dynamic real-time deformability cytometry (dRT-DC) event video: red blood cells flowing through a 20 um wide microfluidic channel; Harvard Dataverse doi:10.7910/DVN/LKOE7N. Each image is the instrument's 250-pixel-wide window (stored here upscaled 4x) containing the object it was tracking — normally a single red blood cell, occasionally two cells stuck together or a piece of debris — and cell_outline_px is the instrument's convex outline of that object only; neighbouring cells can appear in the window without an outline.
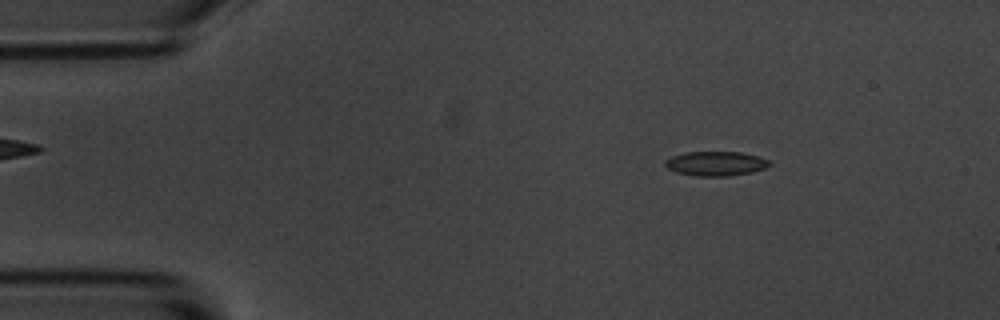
{"species": "common noctule bat (a hibernating species)", "species_latin": "Nyctalus noctula", "temperature_condition": "room temperature", "stored_images_in_passage": 55, "camera_frame_rate_fps": 3000, "um_per_image_px": 0.085, "animal": {"sex": "male", "body_mass_g": 20.1, "forearm_length_mm": 53.5}, "frame": {"image": 1, "passage_image": 8, "time_ms": 2.333, "image_size_px": [1000, 320], "cell_outline_px": [[772, 164], [764, 168], [752, 172], [728, 176], [696, 176], [676, 172], [668, 168], [664, 164], [664, 160], [672, 156], [684, 152], [740, 152], [772, 160]], "centroid_in_image_um": [60.84, 13.9], "position_along_channel_um": 24.2, "area_um2": 14.91}}
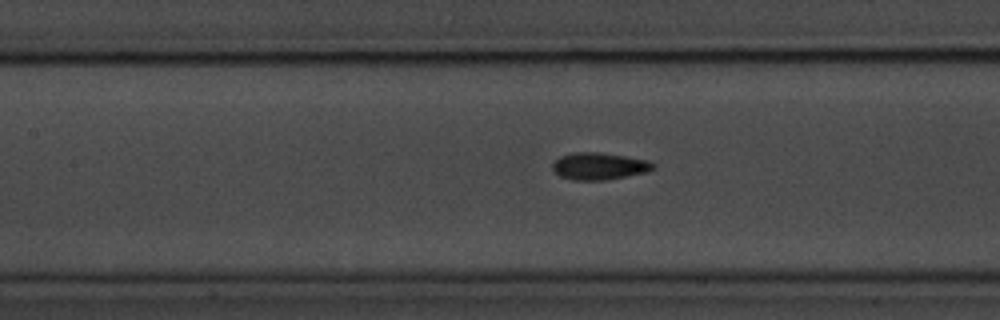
{"frame": {"image": 2, "passage_image": 24, "time_ms": 7.667, "image_size_px": [1000, 320], "cell_outline_px": [[656, 168], [648, 172], [604, 180], [572, 180], [560, 176], [552, 168], [552, 164], [560, 156], [572, 152], [600, 152], [648, 160], [656, 164]], "centroid_in_image_um": [50.95, 14.12], "position_along_channel_um": 156.4, "area_um2": 15.95}}
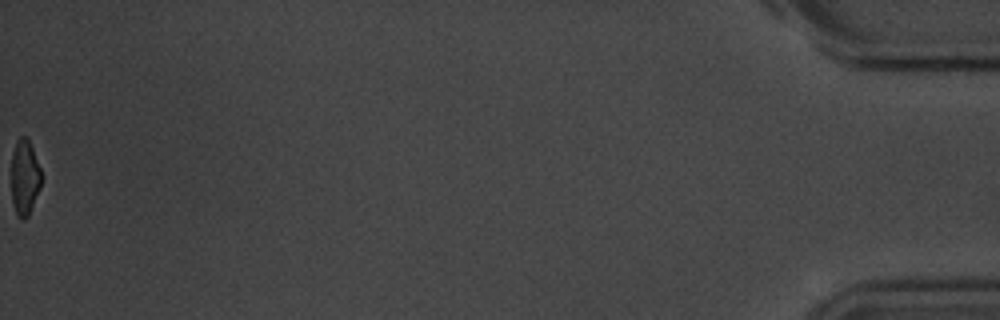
{"frame": {"image": 3, "passage_image": 55, "time_ms": 18.0, "image_size_px": [1000, 320], "cell_outline_px": [[40, 188], [28, 216], [24, 220], [20, 220], [16, 216], [12, 204], [12, 152], [16, 140], [20, 136], [28, 136], [40, 168]], "centroid_in_image_um": [2.08, 15.08], "position_along_channel_um": 433.1, "area_um2": 13.29}, "authors_computed_cell_mechanics": {"area_um2": 15.0858, "velocity_mm_per_s": 3.6781, "shape_relaxation_time_tau1_ms": 2.6679, "shape_relaxation_time_tau2_ms": 1.4616, "deformation_change_tau1": 0.1014, "deformation_change_tau2": 0.0541}}